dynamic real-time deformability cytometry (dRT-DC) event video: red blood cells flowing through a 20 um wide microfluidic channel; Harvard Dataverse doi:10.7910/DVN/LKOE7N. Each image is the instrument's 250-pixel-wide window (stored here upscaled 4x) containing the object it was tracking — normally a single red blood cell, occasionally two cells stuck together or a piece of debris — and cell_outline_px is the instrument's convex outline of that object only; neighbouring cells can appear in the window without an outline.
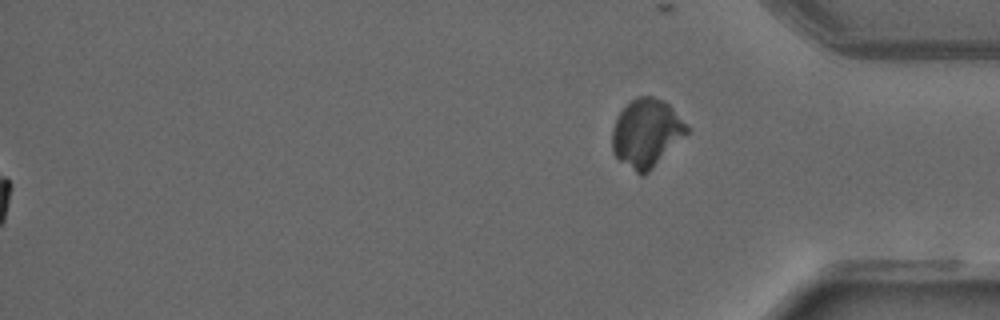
{"species": "common noctule bat (a hibernating species)", "species_latin": "Nyctalus noctula", "temperature_condition": "warm", "stored_images_in_passage": 35, "camera_frame_rate_fps": 3000, "um_per_image_px": 0.085, "animal": {"sex": "male", "forearm_length_mm": 52.5}, "frame": {"image": 1, "passage_image": 35, "time_ms": 11.333, "image_size_px": [1000, 320], "cell_outline_px": [[688, 132], [644, 176], [640, 176], [620, 160], [612, 152], [612, 128], [620, 112], [636, 96], [652, 96], [664, 100], [672, 108], [688, 128]], "centroid_in_image_um": [54.91, 11.31], "position_along_channel_um": 380.3, "area_um2": 29.13}}